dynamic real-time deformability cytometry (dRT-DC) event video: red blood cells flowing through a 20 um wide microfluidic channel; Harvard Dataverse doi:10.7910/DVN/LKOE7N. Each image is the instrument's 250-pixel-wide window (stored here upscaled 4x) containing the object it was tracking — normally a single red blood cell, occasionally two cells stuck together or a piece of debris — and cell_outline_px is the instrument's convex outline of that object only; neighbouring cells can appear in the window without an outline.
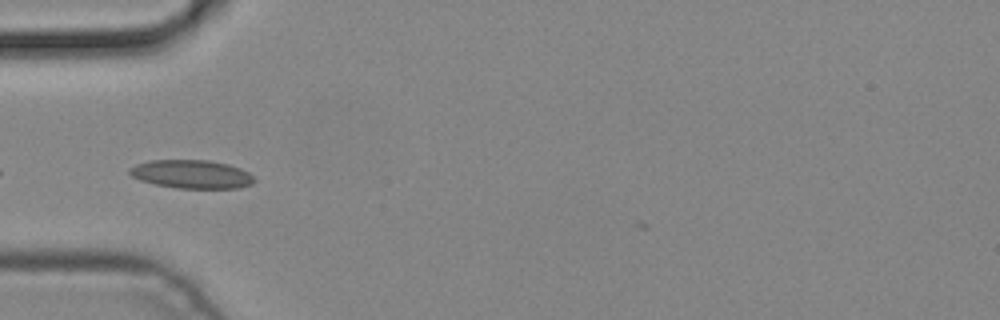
{"species": "common noctule bat (a hibernating species)", "species_latin": "Nyctalus noctula", "temperature_condition": "cold", "stored_images_in_passage": 4, "camera_frame_rate_fps": 3000, "um_per_image_px": 0.085, "animal": {"sex": "male", "body_mass_g": 19.2, "forearm_length_mm": 51.8}, "frame": {"image": 1, "passage_image": 4, "time_ms": 1.0, "image_size_px": [1000, 320], "cell_outline_px": [[256, 180], [252, 184], [240, 188], [176, 188], [156, 184], [140, 180], [132, 176], [128, 172], [128, 168], [136, 164], [152, 160], [208, 160], [228, 164], [240, 168], [248, 172]], "centroid_in_image_um": [16.29, 14.8], "position_along_channel_um": 68.7, "area_um2": 20.69}}